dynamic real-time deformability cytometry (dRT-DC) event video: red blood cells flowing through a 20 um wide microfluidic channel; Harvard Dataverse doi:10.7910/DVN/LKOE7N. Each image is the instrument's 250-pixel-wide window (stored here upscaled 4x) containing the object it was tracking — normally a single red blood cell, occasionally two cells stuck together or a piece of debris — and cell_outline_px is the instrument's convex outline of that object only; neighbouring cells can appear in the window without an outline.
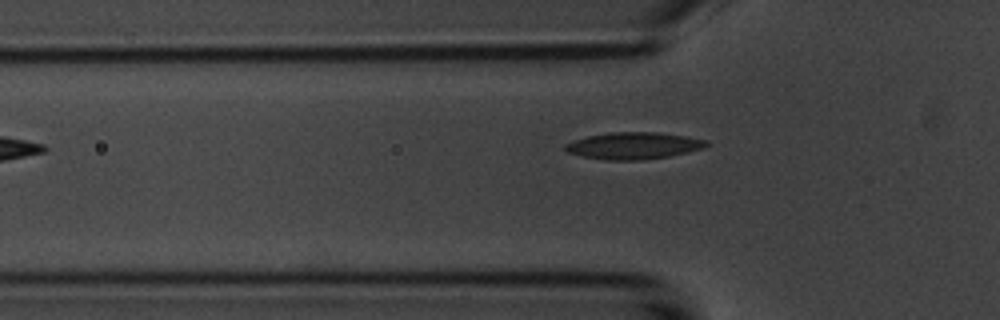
{"species": "common noctule bat (a hibernating species)", "species_latin": "Nyctalus noctula", "temperature_condition": "room temperature", "stored_images_in_passage": 5, "camera_frame_rate_fps": 3000, "um_per_image_px": 0.085, "animal": {"sex": "male", "body_mass_g": 20.1, "forearm_length_mm": 53.5}, "frame": {"image": 1, "passage_image": 5, "time_ms": 4.667, "image_size_px": [1000, 320], "cell_outline_px": [[712, 144], [704, 148], [688, 152], [668, 156], [644, 160], [608, 160], [584, 156], [568, 152], [564, 148], [564, 144], [588, 136], [608, 132], [656, 132], [684, 136], [708, 140]], "centroid_in_image_um": [53.91, 12.38], "position_along_channel_um": 71.9, "area_um2": 22.02}}